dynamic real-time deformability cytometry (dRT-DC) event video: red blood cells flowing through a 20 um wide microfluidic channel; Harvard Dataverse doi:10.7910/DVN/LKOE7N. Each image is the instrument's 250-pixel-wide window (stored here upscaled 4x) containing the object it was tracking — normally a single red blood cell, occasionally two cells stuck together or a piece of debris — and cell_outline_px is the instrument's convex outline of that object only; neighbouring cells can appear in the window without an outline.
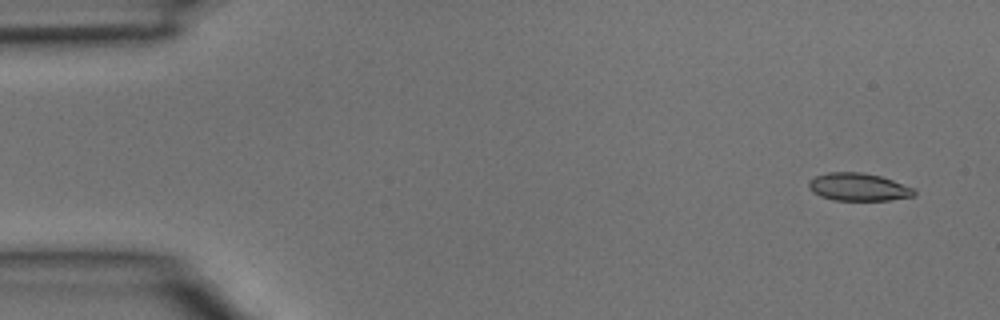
{"species": "common noctule bat (a hibernating species)", "species_latin": "Nyctalus noctula", "temperature_condition": "room temperature", "stored_images_in_passage": 4, "camera_frame_rate_fps": 3000, "um_per_image_px": 0.085, "animal": {"sex": "male", "body_mass_g": 15.6}, "frame": {"image": 1, "passage_image": 1, "time_ms": 0.0, "image_size_px": [1000, 320], "cell_outline_px": [[916, 192], [912, 196], [888, 200], [832, 200], [820, 196], [812, 192], [808, 188], [808, 180], [816, 176], [828, 172], [860, 172], [880, 176], [892, 180], [912, 188]], "centroid_in_image_um": [72.89, 15.89], "position_along_channel_um": 12.1, "area_um2": 16.94}}
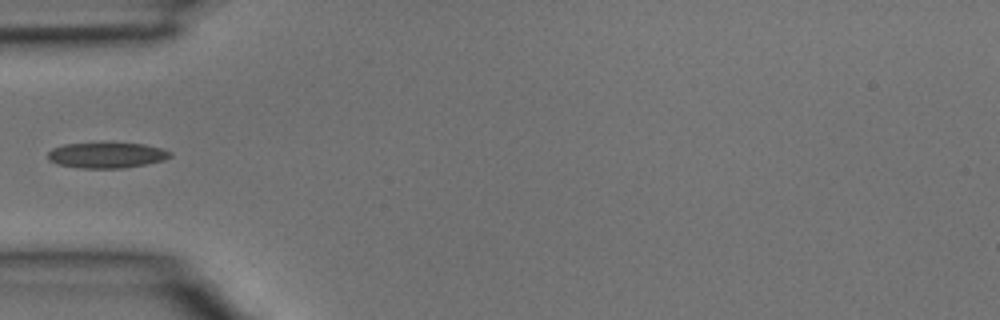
{"frame": {"image": 2, "passage_image": 4, "time_ms": 1.0, "image_size_px": [1000, 320], "cell_outline_px": [[172, 156], [164, 160], [124, 168], [80, 168], [56, 164], [48, 160], [48, 152], [52, 148], [64, 144], [144, 144], [164, 148], [172, 152]], "centroid_in_image_um": [9.07, 13.2], "position_along_channel_um": 75.9, "area_um2": 18.09}}